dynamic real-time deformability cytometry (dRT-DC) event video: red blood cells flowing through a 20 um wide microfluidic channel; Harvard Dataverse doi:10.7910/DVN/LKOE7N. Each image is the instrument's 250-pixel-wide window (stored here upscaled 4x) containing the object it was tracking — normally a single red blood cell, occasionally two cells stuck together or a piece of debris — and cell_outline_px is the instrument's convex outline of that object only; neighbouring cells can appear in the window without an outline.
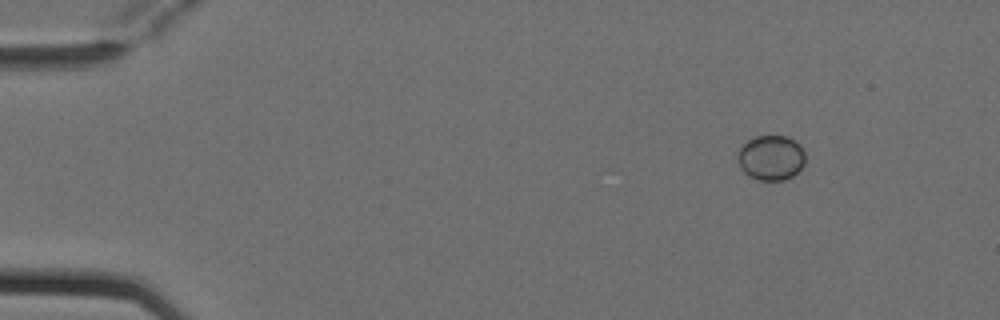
{"species": "Egyptian fruit bat (a non-hibernating species)", "species_latin": "Rousettus aegyptiacus", "temperature_condition": "cold", "stored_images_in_passage": 4, "camera_frame_rate_fps": 3000, "um_per_image_px": 0.085, "animal": {"sex": "female"}, "frame": {"image": 1, "passage_image": 1, "time_ms": 0.0, "image_size_px": [1000, 320], "cell_outline_px": [[804, 164], [792, 176], [784, 180], [760, 180], [748, 176], [740, 168], [736, 160], [736, 156], [740, 148], [748, 140], [756, 136], [788, 136], [800, 144], [804, 152]], "centroid_in_image_um": [65.51, 13.4], "position_along_channel_um": 19.5, "area_um2": 17.8}}